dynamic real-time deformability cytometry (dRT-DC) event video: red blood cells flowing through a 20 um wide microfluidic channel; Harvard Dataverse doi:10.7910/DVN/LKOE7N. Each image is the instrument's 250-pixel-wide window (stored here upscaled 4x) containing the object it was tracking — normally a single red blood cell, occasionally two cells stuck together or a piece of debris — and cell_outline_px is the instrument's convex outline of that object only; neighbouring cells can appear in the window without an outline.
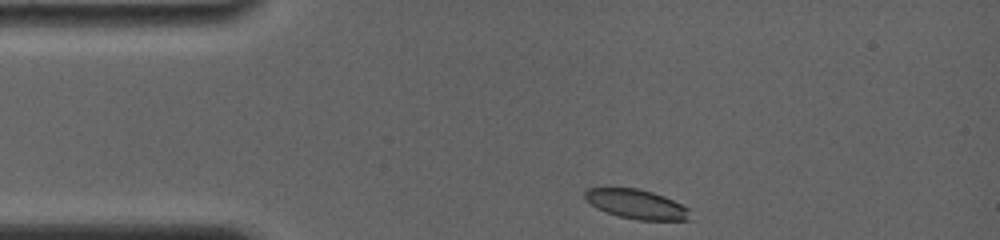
{"species": "common noctule bat (a hibernating species)", "species_latin": "Nyctalus noctula", "temperature_condition": "room temperature", "stored_images_in_passage": 19, "camera_frame_rate_fps": 4000, "um_per_image_px": 0.085, "animal": {"sex": "female", "body_mass_g": 19.0, "forearm_length_mm": 56.7}, "frame": {"image": 1, "passage_image": 1, "time_ms": 0.0, "image_size_px": [1000, 240], "cell_outline_px": [[688, 220], [636, 220], [604, 212], [596, 208], [584, 200], [584, 192], [588, 188], [636, 188], [652, 192], [664, 196], [688, 208]], "centroid_in_image_um": [54.02, 17.35], "position_along_channel_um": 31.0, "area_um2": 17.92}}
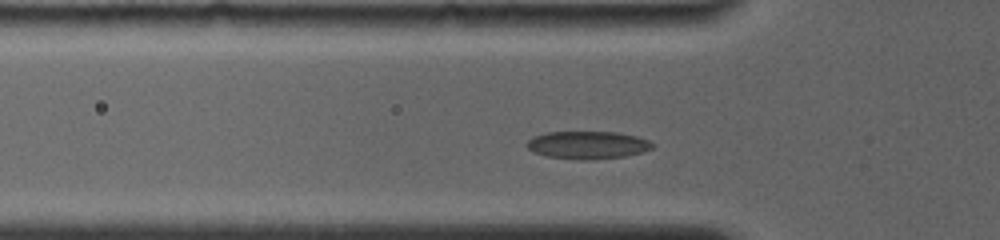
{"frame": {"image": 2, "passage_image": 14, "time_ms": 2.25, "image_size_px": [1000, 240], "cell_outline_px": [[652, 148], [640, 152], [624, 156], [588, 160], [580, 160], [544, 156], [532, 152], [524, 144], [532, 136], [548, 132], [616, 132], [636, 136], [648, 140], [652, 144]], "centroid_in_image_um": [49.86, 12.33], "position_along_channel_um": 75.9, "area_um2": 20.29}}